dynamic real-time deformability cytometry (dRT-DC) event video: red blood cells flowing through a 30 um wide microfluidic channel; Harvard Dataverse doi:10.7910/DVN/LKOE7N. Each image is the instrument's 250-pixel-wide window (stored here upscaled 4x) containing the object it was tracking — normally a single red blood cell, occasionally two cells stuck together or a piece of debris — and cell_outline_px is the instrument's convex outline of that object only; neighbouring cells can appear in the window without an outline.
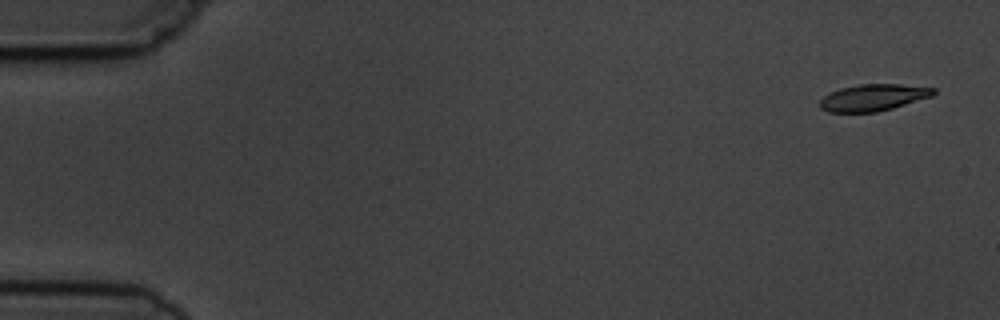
{"species": "common noctule bat (a hibernating species)", "species_latin": "Nyctalus noctula", "temperature_condition": "cold", "stored_images_in_passage": 5, "camera_frame_rate_fps": 3000, "um_per_image_px": 0.085, "animal": {"sex": "male", "body_mass_g": 19.5, "forearm_length_mm": 54.6}, "frame": {"image": 1, "passage_image": 1, "time_ms": 0.0, "image_size_px": [1000, 320], "cell_outline_px": [[936, 92], [932, 96], [892, 108], [876, 112], [828, 112], [820, 108], [820, 100], [828, 92], [840, 88], [860, 84], [900, 84], [936, 88]], "centroid_in_image_um": [74.2, 8.28], "position_along_channel_um": 10.8, "area_um2": 17.69}}
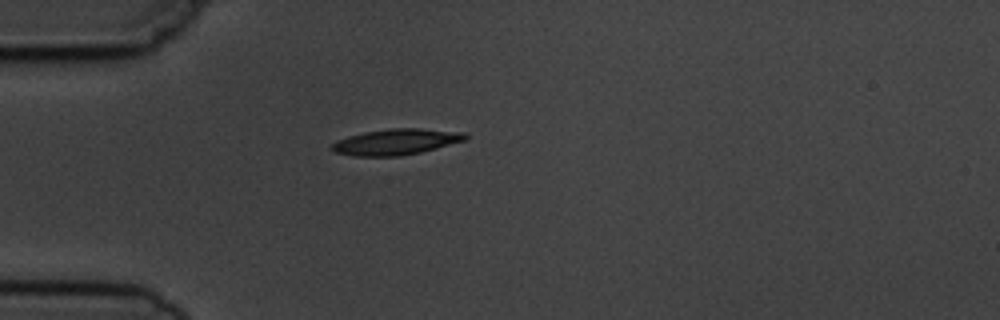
{"frame": {"image": 2, "passage_image": 4, "time_ms": 4.333, "image_size_px": [1000, 320], "cell_outline_px": [[468, 136], [464, 140], [436, 148], [420, 152], [400, 156], [352, 156], [336, 152], [328, 148], [336, 140], [348, 136], [364, 132], [392, 128], [420, 128], [464, 132]], "centroid_in_image_um": [33.62, 12.05], "position_along_channel_um": 51.4, "area_um2": 20.11}}